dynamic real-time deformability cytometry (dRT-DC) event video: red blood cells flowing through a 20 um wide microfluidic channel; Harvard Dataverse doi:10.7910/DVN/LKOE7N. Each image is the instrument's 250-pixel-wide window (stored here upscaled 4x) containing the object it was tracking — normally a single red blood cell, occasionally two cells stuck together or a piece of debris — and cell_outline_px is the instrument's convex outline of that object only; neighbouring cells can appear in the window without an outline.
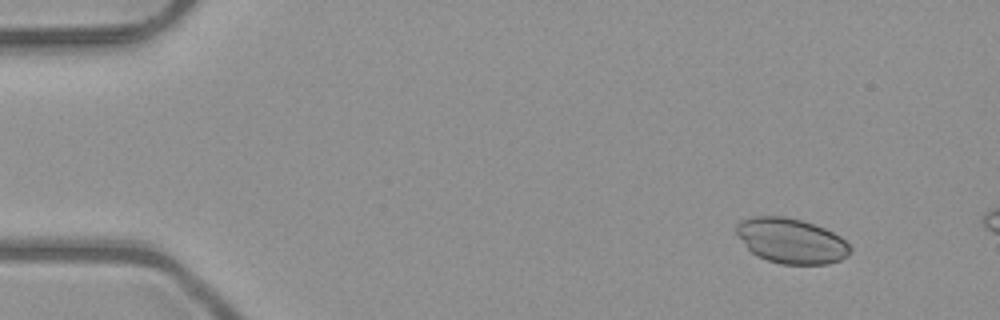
{"species": "common noctule bat (a hibernating species)", "species_latin": "Nyctalus noctula", "temperature_condition": "room temperature", "stored_images_in_passage": 6, "camera_frame_rate_fps": 3000, "um_per_image_px": 0.085, "animal": {"sex": "male", "body_mass_g": 23.1, "forearm_length_mm": 52.7}, "frame": {"image": 1, "passage_image": 1, "time_ms": 0.0, "image_size_px": [1000, 320], "cell_outline_px": [[852, 252], [848, 256], [840, 260], [828, 264], [780, 264], [756, 256], [748, 248], [736, 232], [736, 224], [740, 220], [752, 216], [784, 216], [800, 220], [824, 228], [840, 236], [852, 248]], "centroid_in_image_um": [67.26, 20.47], "position_along_channel_um": 17.7, "area_um2": 29.88}}